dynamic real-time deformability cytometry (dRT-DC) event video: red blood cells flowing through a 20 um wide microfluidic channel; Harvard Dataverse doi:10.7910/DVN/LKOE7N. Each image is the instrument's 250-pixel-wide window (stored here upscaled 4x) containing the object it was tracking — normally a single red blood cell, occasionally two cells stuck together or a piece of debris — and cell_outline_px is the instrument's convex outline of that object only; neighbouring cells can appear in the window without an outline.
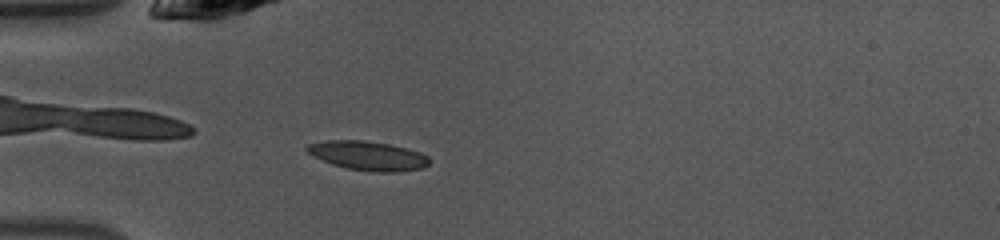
{"species": "common noctule bat (a hibernating species)", "species_latin": "Nyctalus noctula", "temperature_condition": "warm", "stored_images_in_passage": 36, "camera_frame_rate_fps": 3000, "um_per_image_px": 0.085, "animal": {"sex": "female", "body_mass_g": 10.0, "forearm_length_mm": 53.1}, "frame": {"image": 1, "passage_image": 2, "time_ms": 0.333, "image_size_px": [1000, 240], "cell_outline_px": [[428, 164], [424, 168], [396, 172], [372, 172], [348, 168], [332, 164], [308, 152], [304, 148], [308, 144], [324, 140], [364, 140], [388, 144], [420, 152], [428, 156]], "centroid_in_image_um": [31.28, 13.23], "position_along_channel_um": 53.7, "area_um2": 20.58}}
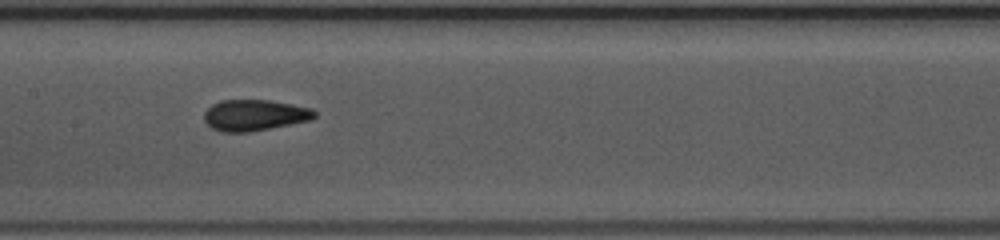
{"frame": {"image": 2, "passage_image": 12, "time_ms": 3.667, "image_size_px": [1000, 240], "cell_outline_px": [[316, 116], [312, 120], [248, 132], [224, 132], [212, 128], [204, 120], [204, 112], [212, 104], [220, 100], [268, 100], [292, 104], [312, 108], [316, 112]], "centroid_in_image_um": [21.65, 9.78], "position_along_channel_um": 185.8, "area_um2": 20.0}}
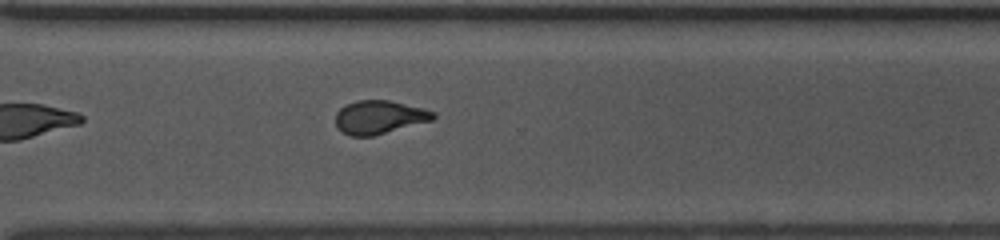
{"frame": {"image": 3, "passage_image": 23, "time_ms": 7.333, "image_size_px": [1000, 240], "cell_outline_px": [[436, 116], [432, 120], [372, 136], [352, 136], [336, 128], [336, 112], [340, 108], [356, 100], [388, 100], [424, 108], [436, 112]], "centroid_in_image_um": [32.24, 9.95], "position_along_channel_um": 338.4, "area_um2": 18.9}, "authors_computed_cell_mechanics": {"area_um2": 19.3919, "velocity_mm_per_s": 4.1728, "shape_relaxation_time_tau1_ms": 9.0388, "shape_relaxation_time_tau2_ms": 0.9892, "deformation_change_tau1": 0.2265, "deformation_change_tau2": 0.068}}